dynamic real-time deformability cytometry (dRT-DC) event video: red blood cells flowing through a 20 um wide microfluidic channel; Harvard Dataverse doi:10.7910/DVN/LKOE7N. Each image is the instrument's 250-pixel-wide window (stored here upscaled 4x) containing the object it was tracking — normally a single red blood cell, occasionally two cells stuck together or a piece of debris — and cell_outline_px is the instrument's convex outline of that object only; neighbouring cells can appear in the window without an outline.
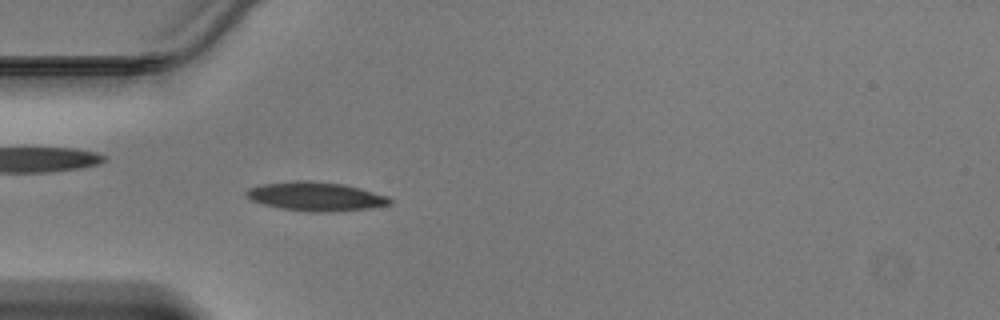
{"species": "Egyptian fruit bat (a non-hibernating species)", "species_latin": "Rousettus aegyptiacus", "temperature_condition": "warm", "stored_images_in_passage": 37, "camera_frame_rate_fps": 3000, "um_per_image_px": 0.085, "animal": {"sex": "male"}, "frame": {"image": 1, "passage_image": 11, "time_ms": 3.333, "image_size_px": [1000, 320], "cell_outline_px": [[392, 204], [368, 208], [280, 208], [264, 204], [252, 200], [244, 196], [244, 192], [248, 188], [264, 184], [296, 180], [312, 180], [344, 184], [360, 188], [388, 196], [392, 200]], "centroid_in_image_um": [26.79, 16.61], "position_along_channel_um": 58.2, "area_um2": 22.72}}
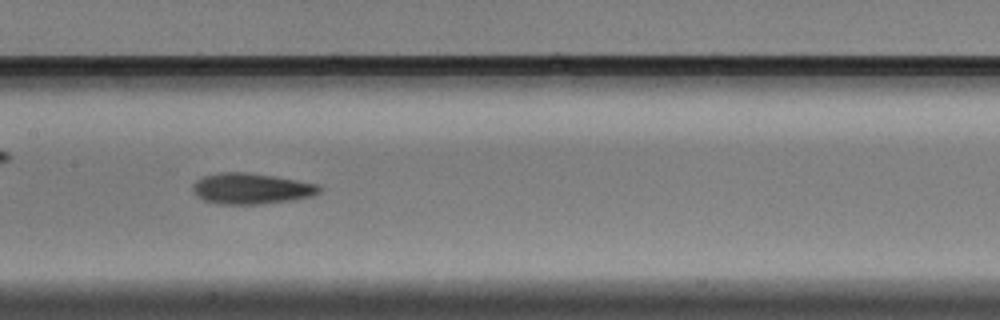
{"frame": {"image": 2, "passage_image": 20, "time_ms": 6.333, "image_size_px": [1000, 320], "cell_outline_px": [[320, 192], [312, 196], [292, 200], [260, 204], [216, 204], [204, 200], [196, 196], [192, 192], [192, 184], [196, 180], [204, 176], [220, 172], [248, 172], [320, 184]], "centroid_in_image_um": [21.32, 16.03], "position_along_channel_um": 186.1, "area_um2": 22.89}}
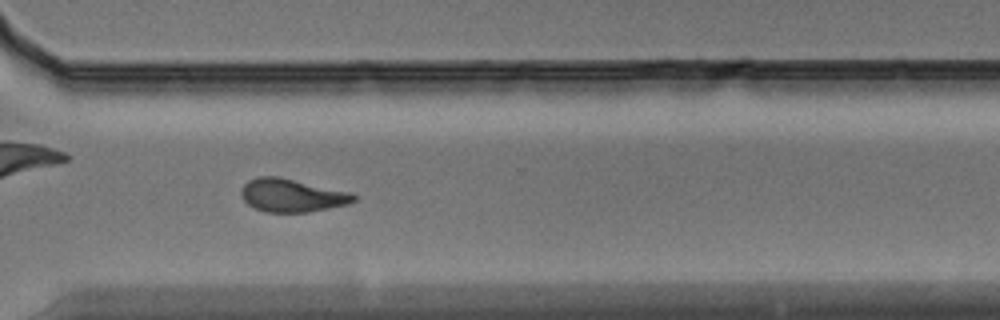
{"frame": {"image": 3, "passage_image": 31, "time_ms": 10.0, "image_size_px": [1000, 320], "cell_outline_px": [[356, 200], [348, 204], [308, 212], [264, 212], [248, 204], [240, 196], [240, 192], [244, 184], [248, 180], [256, 176], [276, 176], [348, 192], [356, 196]], "centroid_in_image_um": [24.75, 16.61], "position_along_channel_um": 345.8, "area_um2": 21.44}}